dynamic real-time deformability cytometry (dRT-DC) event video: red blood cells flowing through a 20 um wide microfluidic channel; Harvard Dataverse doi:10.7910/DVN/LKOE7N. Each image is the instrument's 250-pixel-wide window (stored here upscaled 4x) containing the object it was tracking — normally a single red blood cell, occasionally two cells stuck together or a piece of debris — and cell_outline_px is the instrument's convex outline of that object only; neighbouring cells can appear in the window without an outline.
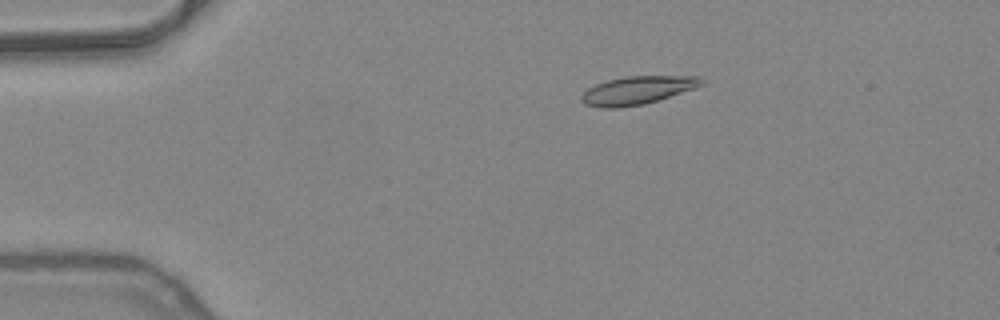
{"species": "common noctule bat (a hibernating species)", "species_latin": "Nyctalus noctula", "temperature_condition": "warm", "stored_images_in_passage": 50, "camera_frame_rate_fps": 3000, "um_per_image_px": 0.085, "animal": {"sex": "female", "body_mass_g": 24.6, "forearm_length_mm": 56.2}, "frame": {"image": 1, "passage_image": 9, "time_ms": 2.667, "image_size_px": [1000, 320], "cell_outline_px": [[704, 84], [696, 88], [644, 104], [620, 108], [600, 108], [584, 104], [580, 100], [580, 96], [588, 88], [596, 84], [608, 80], [624, 76], [700, 76], [704, 80]], "centroid_in_image_um": [54.17, 7.68], "position_along_channel_um": 30.8, "area_um2": 19.83}}
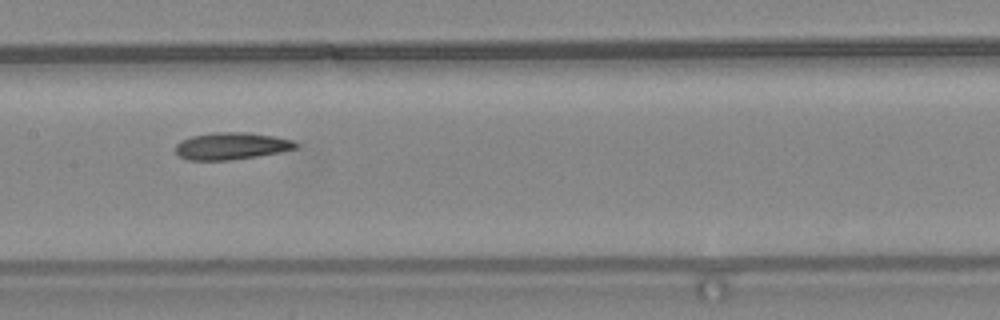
{"frame": {"image": 2, "passage_image": 25, "time_ms": 8.0, "image_size_px": [1000, 320], "cell_outline_px": [[300, 144], [296, 148], [280, 152], [256, 156], [228, 160], [188, 160], [180, 156], [176, 152], [176, 144], [180, 140], [192, 136], [216, 132], [248, 132], [272, 136], [292, 140]], "centroid_in_image_um": [19.66, 12.4], "position_along_channel_um": 187.7, "area_um2": 18.84}}
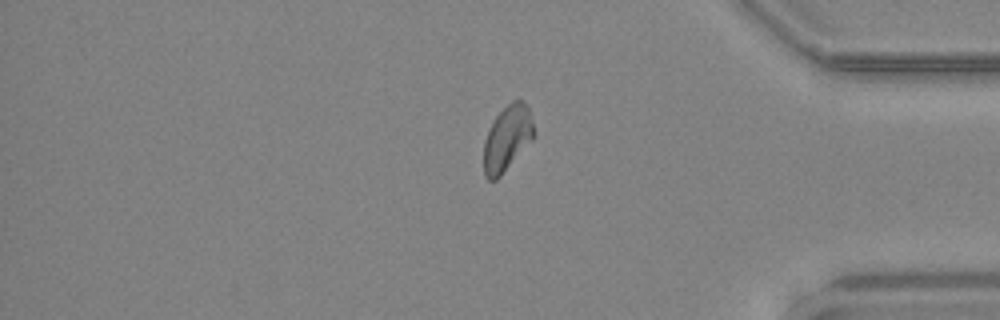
{"frame": {"image": 3, "passage_image": 42, "time_ms": 13.667, "image_size_px": [1000, 320], "cell_outline_px": [[532, 140], [500, 176], [496, 180], [488, 180], [484, 176], [484, 140], [496, 116], [512, 100], [524, 100], [528, 108], [532, 120]], "centroid_in_image_um": [43.09, 11.77], "position_along_channel_um": 392.1, "area_um2": 18.67}, "authors_computed_cell_mechanics": {"area_um2": 19.0451, "velocity_mm_per_s": 4.0263, "shape_relaxation_time_tau1_ms": null, "shape_relaxation_time_tau2_ms": 3.1317, "deformation_change_tau1": null, "deformation_change_tau2": 0.0895}}